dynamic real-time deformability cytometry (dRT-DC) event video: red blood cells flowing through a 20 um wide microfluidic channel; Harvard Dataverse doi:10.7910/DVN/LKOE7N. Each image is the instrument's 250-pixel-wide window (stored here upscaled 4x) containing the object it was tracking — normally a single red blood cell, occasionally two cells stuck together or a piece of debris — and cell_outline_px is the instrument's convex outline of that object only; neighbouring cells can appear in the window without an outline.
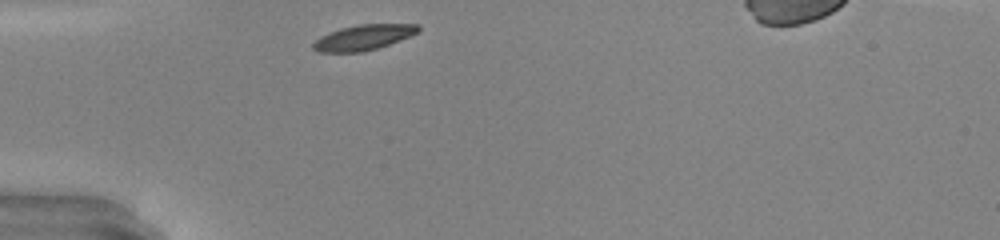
{"species": "common noctule bat (a hibernating species)", "species_latin": "Nyctalus noctula", "temperature_condition": "warm", "stored_images_in_passage": 26, "camera_frame_rate_fps": 3000, "um_per_image_px": 0.085, "animal": {"sex": "male", "body_mass_g": 20.0, "forearm_length_mm": 53.3}, "frame": {"image": 1, "passage_image": 1, "time_ms": 0.0, "image_size_px": [1000, 240], "cell_outline_px": [[420, 28], [416, 32], [408, 36], [388, 44], [364, 52], [320, 52], [312, 48], [312, 44], [320, 36], [340, 28], [360, 24], [416, 24]], "centroid_in_image_um": [30.83, 3.18], "position_along_channel_um": 54.2, "area_um2": 15.2}}
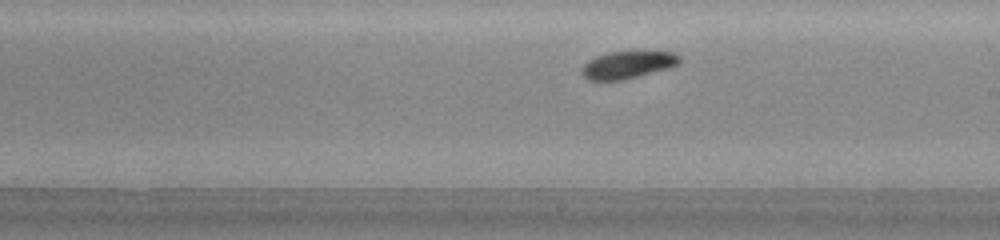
{"frame": {"image": 2, "passage_image": 15, "time_ms": 4.667, "image_size_px": [1000, 240], "cell_outline_px": [[680, 64], [672, 68], [624, 80], [588, 80], [580, 72], [584, 64], [588, 60], [596, 56], [608, 52], [676, 52], [680, 56]], "centroid_in_image_um": [53.39, 5.52], "position_along_channel_um": 235.6, "area_um2": 15.78}, "authors_computed_cell_mechanics": {"area_um2": 16.1262, "velocity_mm_per_s": 4.1882, "shape_relaxation_time_tau1_ms": 1.2798, "shape_relaxation_time_tau2_ms": null, "deformation_change_tau1": 0.0804, "deformation_change_tau2": null}}